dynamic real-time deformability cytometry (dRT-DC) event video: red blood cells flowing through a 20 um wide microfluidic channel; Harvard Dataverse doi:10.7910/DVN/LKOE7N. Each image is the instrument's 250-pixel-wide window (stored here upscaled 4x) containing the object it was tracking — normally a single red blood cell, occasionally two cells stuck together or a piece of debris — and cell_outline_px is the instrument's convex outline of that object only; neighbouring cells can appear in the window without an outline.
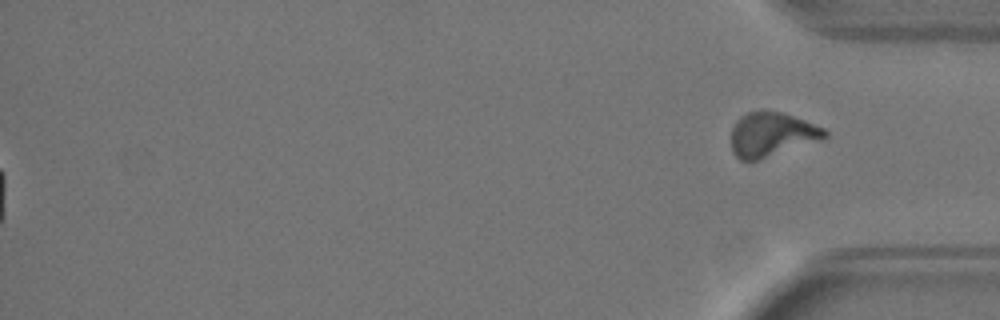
{"species": "Egyptian fruit bat (a non-hibernating species)", "species_latin": "Rousettus aegyptiacus", "temperature_condition": "warm", "stored_images_in_passage": 38, "segment_of_instrument_passage": [2, 2], "camera_frame_rate_fps": 3000, "um_per_image_px": 0.085, "animal": {"sex": "female"}, "frame": {"image": 1, "passage_image": 38, "time_ms": 12.333, "image_size_px": [1000, 320], "cell_outline_px": [[828, 136], [824, 140], [756, 160], [740, 160], [732, 152], [732, 128], [736, 120], [740, 116], [748, 112], [764, 108], [784, 112], [824, 128], [828, 132]], "centroid_in_image_um": [65.61, 11.39], "position_along_channel_um": 369.6, "area_um2": 24.57}}